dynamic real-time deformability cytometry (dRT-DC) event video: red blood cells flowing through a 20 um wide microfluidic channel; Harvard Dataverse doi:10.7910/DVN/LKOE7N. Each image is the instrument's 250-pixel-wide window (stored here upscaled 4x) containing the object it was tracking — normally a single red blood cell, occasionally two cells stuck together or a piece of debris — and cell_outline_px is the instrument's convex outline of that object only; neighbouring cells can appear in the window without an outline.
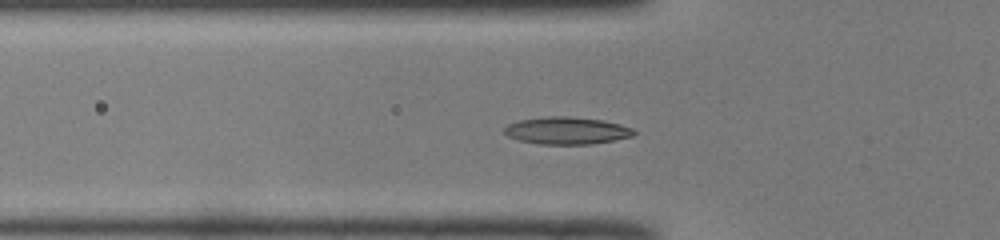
{"species": "common noctule bat (a hibernating species)", "species_latin": "Nyctalus noctula", "temperature_condition": "room temperature", "stored_images_in_passage": 48, "camera_frame_rate_fps": 3000, "um_per_image_px": 0.085, "animal": {"sex": "male", "body_mass_g": 19.0, "forearm_length_mm": 50.8}, "frame": {"image": 1, "passage_image": 14, "time_ms": 4.333, "image_size_px": [1000, 240], "cell_outline_px": [[636, 132], [632, 136], [592, 144], [540, 144], [520, 140], [508, 136], [504, 132], [504, 128], [508, 124], [520, 120], [544, 116], [568, 116], [600, 120], [620, 124], [632, 128]], "centroid_in_image_um": [48.15, 11.1], "position_along_channel_um": 77.6, "area_um2": 20.4}}
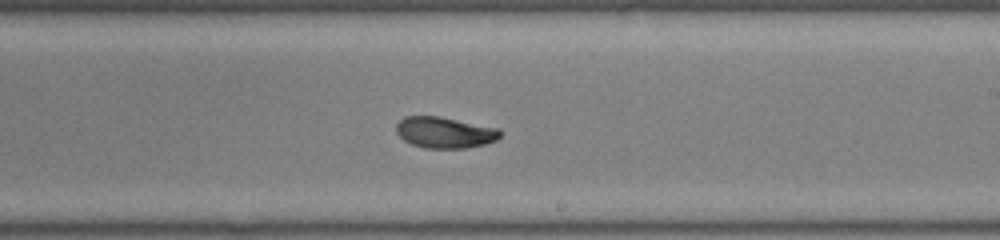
{"frame": {"image": 2, "passage_image": 27, "time_ms": 8.667, "image_size_px": [1000, 240], "cell_outline_px": [[500, 136], [496, 140], [484, 144], [464, 148], [424, 148], [412, 144], [404, 140], [396, 132], [396, 124], [404, 116], [440, 116], [500, 128]], "centroid_in_image_um": [37.79, 11.25], "position_along_channel_um": 251.2, "area_um2": 18.9}}
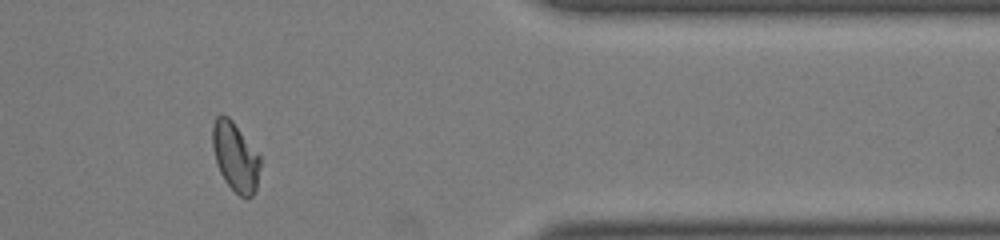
{"frame": {"image": 3, "passage_image": 39, "time_ms": 12.667, "image_size_px": [1000, 240], "cell_outline_px": [[260, 168], [256, 188], [252, 196], [248, 200], [240, 196], [224, 180], [220, 172], [212, 148], [212, 124], [216, 116], [220, 112], [228, 116], [232, 120], [260, 156]], "centroid_in_image_um": [19.99, 13.31], "position_along_channel_um": 391.4, "area_um2": 19.25}, "authors_computed_cell_mechanics": {"area_um2": 18.9873, "velocity_mm_per_s": 4.0102, "shape_relaxation_time_tau1_ms": 4.385, "shape_relaxation_time_tau2_ms": 1.4586, "deformation_change_tau1": 0.1294, "deformation_change_tau2": 0.0515}}